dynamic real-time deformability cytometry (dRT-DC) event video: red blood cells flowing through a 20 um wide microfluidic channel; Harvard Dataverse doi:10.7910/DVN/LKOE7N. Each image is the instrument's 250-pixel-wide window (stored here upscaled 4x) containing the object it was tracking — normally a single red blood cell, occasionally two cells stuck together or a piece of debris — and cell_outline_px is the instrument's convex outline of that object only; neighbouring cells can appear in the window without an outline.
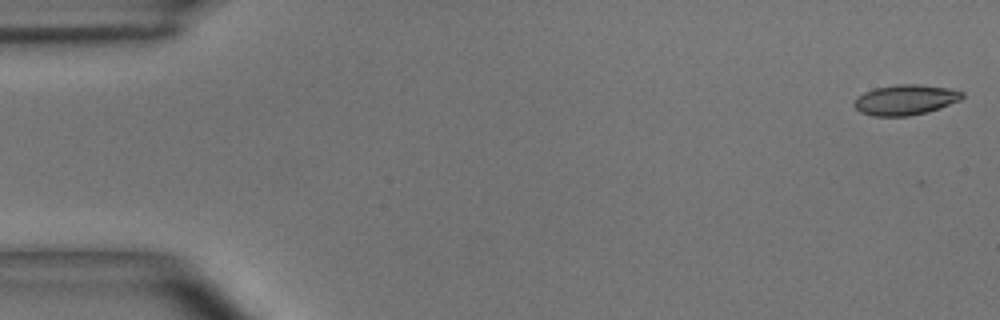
{"species": "common noctule bat (a hibernating species)", "species_latin": "Nyctalus noctula", "temperature_condition": "room temperature", "stored_images_in_passage": 7, "camera_frame_rate_fps": 3000, "um_per_image_px": 0.085, "animal": {"sex": "male", "body_mass_g": 15.6}, "frame": {"image": 1, "passage_image": 1, "time_ms": 0.0, "image_size_px": [1000, 320], "cell_outline_px": [[964, 96], [960, 100], [940, 108], [928, 112], [908, 116], [872, 116], [860, 112], [852, 104], [856, 96], [864, 92], [876, 88], [896, 84], [916, 84], [948, 88], [964, 92]], "centroid_in_image_um": [76.93, 8.49], "position_along_channel_um": 8.1, "area_um2": 19.19}}
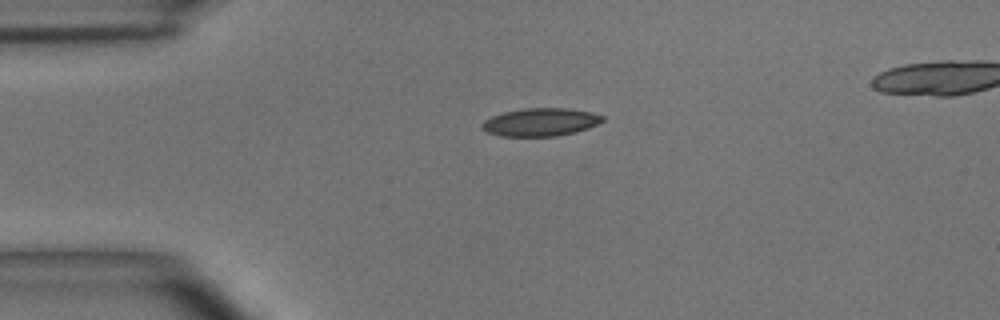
{"frame": {"image": 2, "passage_image": 4, "time_ms": 1.0, "image_size_px": [1000, 320], "cell_outline_px": [[604, 120], [588, 128], [576, 132], [556, 136], [500, 136], [488, 132], [480, 128], [480, 124], [484, 120], [492, 116], [504, 112], [524, 108], [568, 108], [592, 112], [604, 116]], "centroid_in_image_um": [45.93, 10.38], "position_along_channel_um": 39.1, "area_um2": 19.71}}
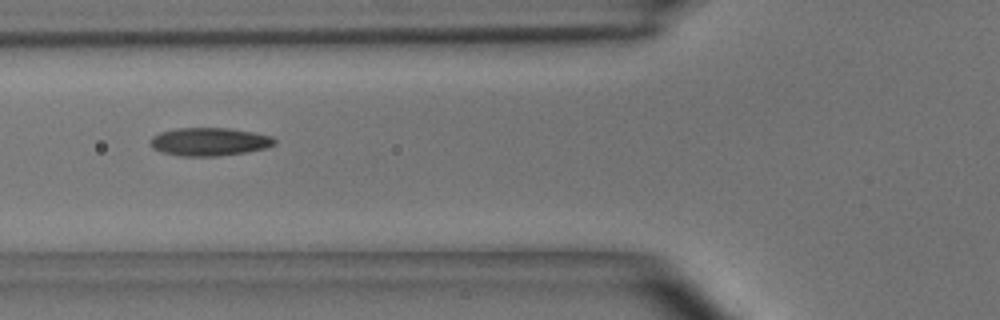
{"frame": {"image": 3, "passage_image": 6, "time_ms": 1.667, "image_size_px": [1000, 320], "cell_outline_px": [[276, 144], [268, 148], [244, 152], [216, 156], [180, 156], [164, 152], [152, 148], [148, 140], [152, 136], [160, 132], [176, 128], [228, 128], [252, 132], [272, 136], [276, 140]], "centroid_in_image_um": [17.79, 12.04], "position_along_channel_um": 108.0, "area_um2": 20.4}}